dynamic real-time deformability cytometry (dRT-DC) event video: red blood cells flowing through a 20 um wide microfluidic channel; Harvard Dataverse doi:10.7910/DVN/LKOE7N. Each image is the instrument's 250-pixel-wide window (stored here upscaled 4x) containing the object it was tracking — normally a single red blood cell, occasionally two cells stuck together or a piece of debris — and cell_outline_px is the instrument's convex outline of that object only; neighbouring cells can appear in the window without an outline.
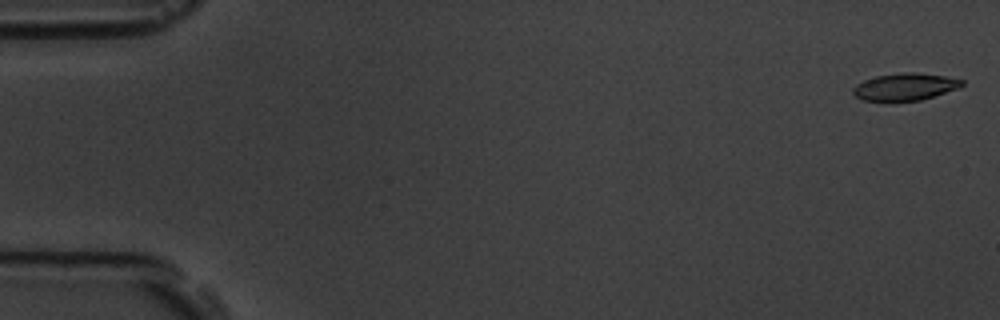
{"species": "common noctule bat (a hibernating species)", "species_latin": "Nyctalus noctula", "temperature_condition": "room temperature", "stored_images_in_passage": 4, "camera_frame_rate_fps": 3000, "um_per_image_px": 0.085, "animal": {"sex": "male", "body_mass_g": 19.5, "forearm_length_mm": 54.6}, "frame": {"image": 1, "passage_image": 1, "time_ms": 0.0, "image_size_px": [1000, 320], "cell_outline_px": [[964, 84], [960, 88], [920, 100], [888, 104], [864, 100], [856, 96], [852, 92], [852, 88], [856, 84], [864, 80], [876, 76], [900, 72], [916, 72], [944, 76], [964, 80]], "centroid_in_image_um": [76.89, 7.41], "position_along_channel_um": 8.1, "area_um2": 17.92}}